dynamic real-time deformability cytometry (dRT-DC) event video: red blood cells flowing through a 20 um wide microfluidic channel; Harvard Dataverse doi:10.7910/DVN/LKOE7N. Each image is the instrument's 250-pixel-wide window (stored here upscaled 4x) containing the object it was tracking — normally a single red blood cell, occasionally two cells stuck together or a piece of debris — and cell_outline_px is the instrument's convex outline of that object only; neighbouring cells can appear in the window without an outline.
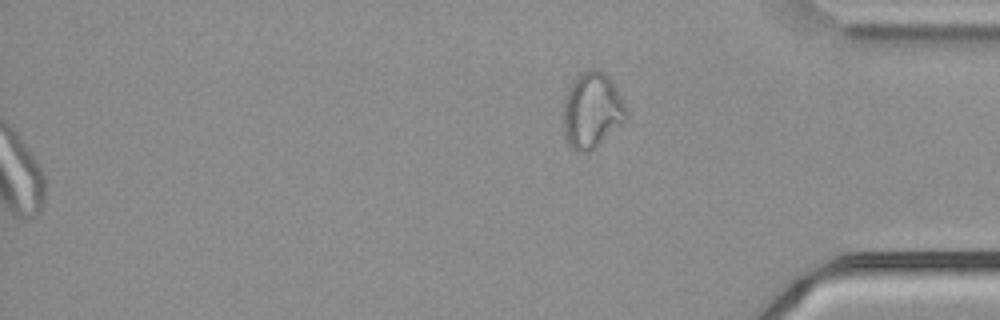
{"species": "common noctule bat (a hibernating species)", "species_latin": "Nyctalus noctula", "temperature_condition": "cold", "stored_images_in_passage": 57, "camera_frame_rate_fps": 3000, "um_per_image_px": 0.085, "animal": {"sex": "male", "body_mass_g": 21.5, "forearm_length_mm": 52.0}, "frame": {"image": 1, "passage_image": 57, "time_ms": 18.667, "image_size_px": [1000, 320], "cell_outline_px": [[628, 120], [596, 148], [588, 152], [576, 152], [568, 144], [564, 136], [560, 120], [564, 96], [572, 80], [580, 72], [592, 68], [596, 68], [604, 72], [612, 80], [628, 108]], "centroid_in_image_um": [50.3, 9.39], "position_along_channel_um": 384.9, "area_um2": 29.19}, "authors_computed_cell_mechanics": {"area_um2": 29.189, "velocity_mm_per_s": 3.7256, "shape_relaxation_time_tau1_ms": null, "shape_relaxation_time_tau2_ms": 2.2502, "deformation_change_tau1": null, "deformation_change_tau2": 0.083}}